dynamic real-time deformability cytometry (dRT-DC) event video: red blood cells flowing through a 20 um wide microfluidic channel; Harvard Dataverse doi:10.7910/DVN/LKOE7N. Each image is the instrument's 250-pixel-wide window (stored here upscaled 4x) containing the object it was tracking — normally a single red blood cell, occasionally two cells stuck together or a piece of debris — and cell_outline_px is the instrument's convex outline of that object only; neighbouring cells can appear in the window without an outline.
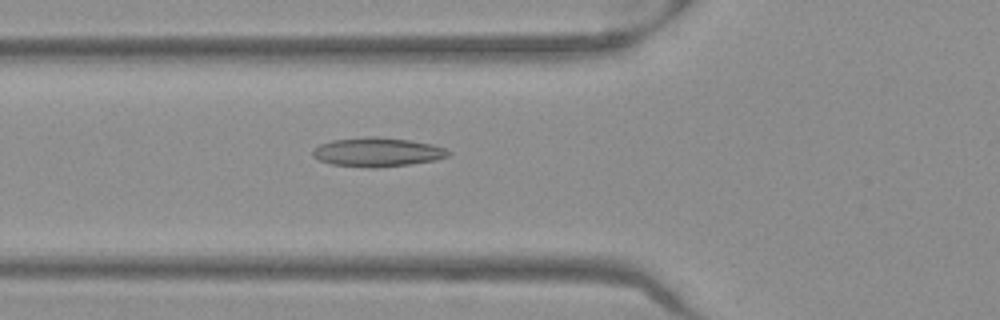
{"species": "Egyptian fruit bat (a non-hibernating species)", "species_latin": "Rousettus aegyptiacus", "temperature_condition": "warm", "stored_images_in_passage": 51, "camera_frame_rate_fps": 3000, "um_per_image_px": 0.085, "frame": {"image": 1, "passage_image": 19, "time_ms": 6.0, "image_size_px": [1000, 320], "cell_outline_px": [[452, 152], [448, 156], [436, 160], [408, 164], [376, 168], [368, 168], [332, 164], [320, 160], [312, 156], [312, 148], [320, 144], [332, 140], [368, 136], [380, 136], [408, 140], [432, 144], [444, 148]], "centroid_in_image_um": [32.06, 12.92], "position_along_channel_um": 93.7, "area_um2": 23.06}}
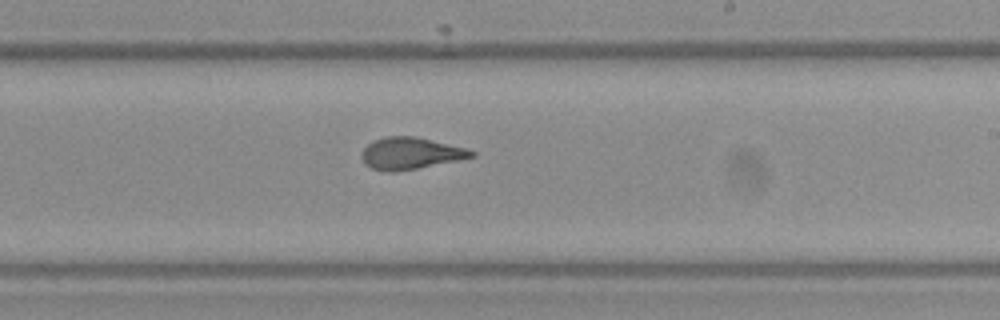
{"frame": {"image": 2, "passage_image": 31, "time_ms": 10.0, "image_size_px": [1000, 320], "cell_outline_px": [[476, 156], [460, 160], [396, 172], [388, 172], [372, 168], [364, 164], [360, 156], [360, 152], [372, 140], [388, 136], [416, 136], [468, 148], [476, 152]], "centroid_in_image_um": [34.9, 13.03], "position_along_channel_um": 254.1, "area_um2": 20.69}}
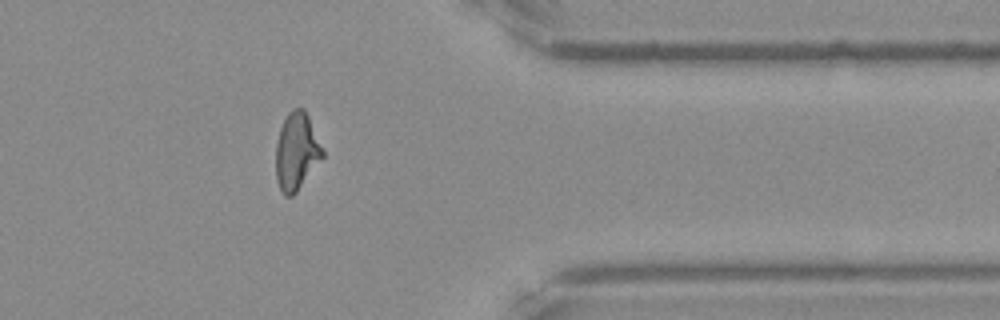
{"frame": {"image": 3, "passage_image": 42, "time_ms": 13.667, "image_size_px": [1000, 320], "cell_outline_px": [[324, 156], [296, 192], [292, 196], [284, 196], [276, 180], [276, 144], [280, 128], [288, 112], [292, 108], [304, 108], [308, 116], [324, 152]], "centroid_in_image_um": [25.19, 12.87], "position_along_channel_um": 386.2, "area_um2": 20.87}, "authors_computed_cell_mechanics": {"area_um2": 21.4438, "velocity_mm_per_s": 3.9911, "shape_relaxation_time_tau1_ms": 7.6673, "shape_relaxation_time_tau2_ms": 1.1981, "deformation_change_tau1": 0.238, "deformation_change_tau2": 0.085}}